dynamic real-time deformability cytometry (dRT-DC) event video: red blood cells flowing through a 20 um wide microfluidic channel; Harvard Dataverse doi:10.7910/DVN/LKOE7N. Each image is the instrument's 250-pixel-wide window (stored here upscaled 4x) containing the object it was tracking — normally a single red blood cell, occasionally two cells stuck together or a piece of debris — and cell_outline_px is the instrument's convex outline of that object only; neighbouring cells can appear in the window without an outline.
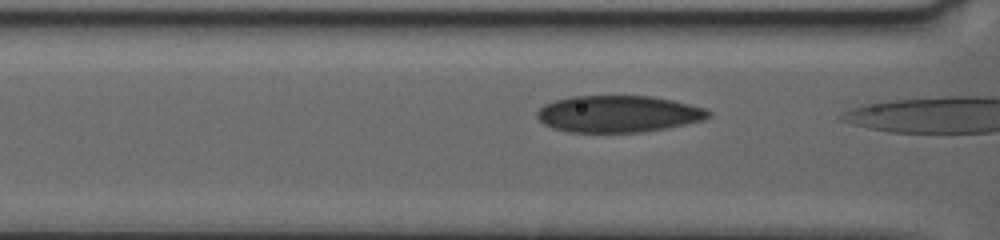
{"species": "human", "species_latin": "Homo sapiens", "temperature_condition": "warm", "stored_images_in_passage": 6, "camera_frame_rate_fps": 3000, "um_per_image_px": 0.085, "donor": {"sex": "female"}, "frame": {"image": 1, "passage_image": 4, "time_ms": 1.333, "image_size_px": [1000, 240], "cell_outline_px": [[712, 112], [704, 120], [668, 128], [644, 132], [568, 132], [552, 128], [544, 124], [536, 116], [536, 112], [544, 104], [556, 100], [572, 96], [652, 96], [672, 100], [704, 108]], "centroid_in_image_um": [52.54, 9.69], "position_along_channel_um": 114.1, "area_um2": 36.76}}